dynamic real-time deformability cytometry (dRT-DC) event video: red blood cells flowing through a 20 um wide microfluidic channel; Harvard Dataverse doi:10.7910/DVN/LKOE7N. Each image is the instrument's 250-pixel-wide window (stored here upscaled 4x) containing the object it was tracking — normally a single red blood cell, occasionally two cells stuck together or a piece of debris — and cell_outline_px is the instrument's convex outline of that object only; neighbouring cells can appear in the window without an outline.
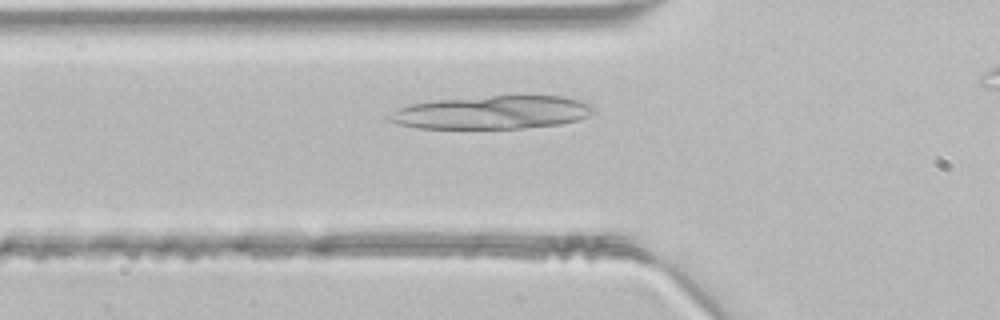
{"species": "common noctule bat (a hibernating species)", "species_latin": "Nyctalus noctula", "temperature_condition": "room temperature", "stored_images_in_passage": 30, "camera_frame_rate_fps": 3000, "um_per_image_px": 0.085, "animal": {"sex": "male", "body_mass_g": 21.5, "forearm_length_mm": 52.0}, "frame": {"image": 1, "passage_image": 7, "time_ms": 2.0, "image_size_px": [1000, 320], "cell_outline_px": [[596, 112], [588, 116], [576, 120], [560, 124], [524, 128], [420, 128], [400, 124], [388, 120], [384, 116], [396, 108], [408, 104], [436, 100], [492, 96], [564, 96], [580, 100], [592, 104]], "centroid_in_image_um": [41.82, 9.55], "position_along_channel_um": 84.0, "area_um2": 39.65}}
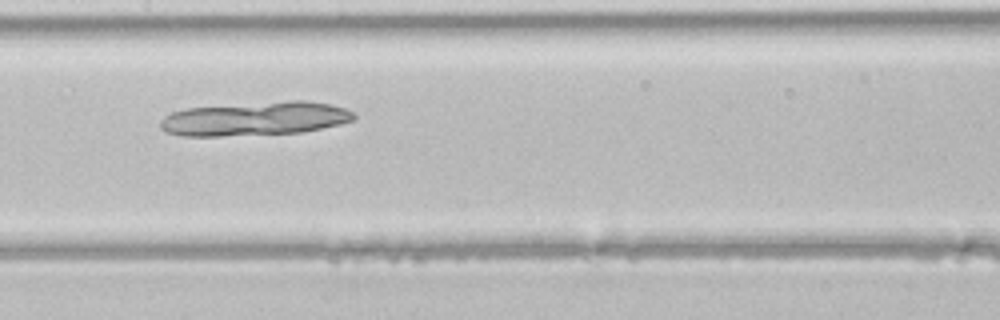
{"frame": {"image": 2, "passage_image": 14, "time_ms": 4.333, "image_size_px": [1000, 320], "cell_outline_px": [[356, 120], [340, 124], [304, 132], [220, 136], [180, 136], [168, 132], [160, 128], [160, 120], [164, 116], [172, 112], [188, 108], [288, 100], [308, 100], [328, 104], [344, 108], [352, 112], [356, 116]], "centroid_in_image_um": [21.7, 10.09], "position_along_channel_um": 185.7, "area_um2": 38.21}}
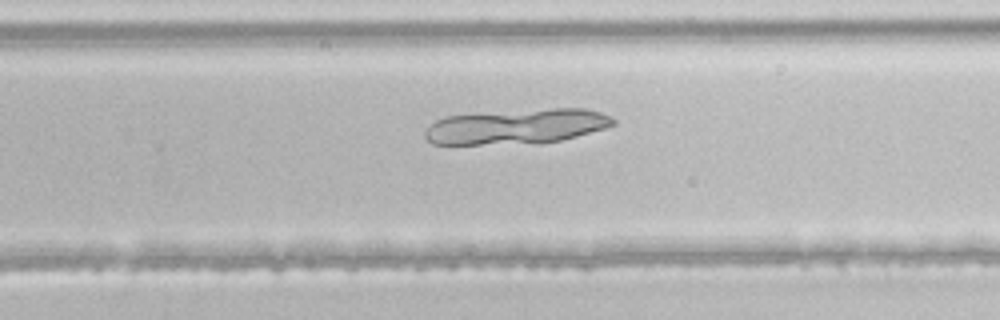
{"frame": {"image": 3, "passage_image": 21, "time_ms": 6.667, "image_size_px": [1000, 320], "cell_outline_px": [[616, 124], [608, 128], [560, 140], [480, 144], [432, 144], [424, 136], [424, 132], [436, 120], [444, 116], [552, 108], [584, 108], [600, 112], [616, 120]], "centroid_in_image_um": [43.94, 10.73], "position_along_channel_um": 285.9, "area_um2": 37.63}}